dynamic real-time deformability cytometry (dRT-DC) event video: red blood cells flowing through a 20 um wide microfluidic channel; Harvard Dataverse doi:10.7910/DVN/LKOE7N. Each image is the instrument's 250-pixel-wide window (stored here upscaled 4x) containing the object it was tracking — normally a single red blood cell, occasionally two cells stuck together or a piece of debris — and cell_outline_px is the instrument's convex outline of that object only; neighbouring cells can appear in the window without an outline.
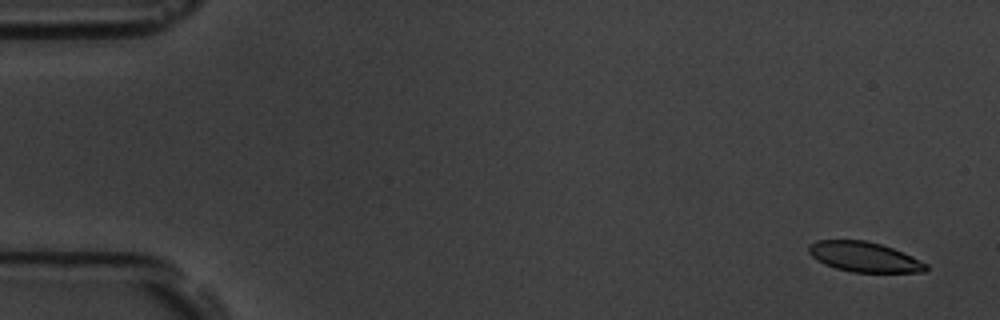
{"species": "common noctule bat (a hibernating species)", "species_latin": "Nyctalus noctula", "temperature_condition": "room temperature", "stored_images_in_passage": 4, "camera_frame_rate_fps": 3000, "um_per_image_px": 0.085, "animal": {"sex": "male", "body_mass_g": 19.5, "forearm_length_mm": 54.6}, "frame": {"image": 1, "passage_image": 1, "time_ms": 0.0, "image_size_px": [1000, 320], "cell_outline_px": [[928, 268], [924, 272], [852, 272], [836, 268], [824, 264], [816, 260], [808, 252], [808, 244], [816, 240], [864, 240], [880, 244], [892, 248], [912, 256], [928, 264]], "centroid_in_image_um": [73.43, 21.83], "position_along_channel_um": 11.6, "area_um2": 20.52}}
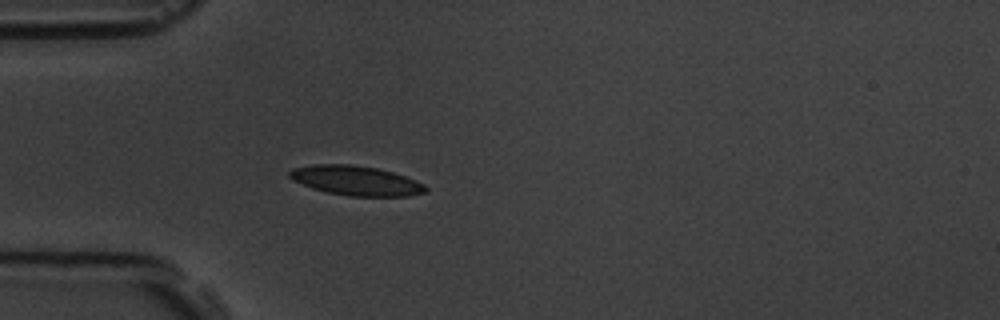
{"frame": {"image": 2, "passage_image": 4, "time_ms": 4.667, "image_size_px": [1000, 320], "cell_outline_px": [[428, 192], [408, 196], [348, 196], [328, 192], [312, 188], [292, 180], [288, 176], [288, 172], [292, 168], [312, 164], [352, 164], [376, 168], [392, 172], [404, 176], [424, 184], [428, 188]], "centroid_in_image_um": [30.24, 15.35], "position_along_channel_um": 54.8, "area_um2": 23.52}}